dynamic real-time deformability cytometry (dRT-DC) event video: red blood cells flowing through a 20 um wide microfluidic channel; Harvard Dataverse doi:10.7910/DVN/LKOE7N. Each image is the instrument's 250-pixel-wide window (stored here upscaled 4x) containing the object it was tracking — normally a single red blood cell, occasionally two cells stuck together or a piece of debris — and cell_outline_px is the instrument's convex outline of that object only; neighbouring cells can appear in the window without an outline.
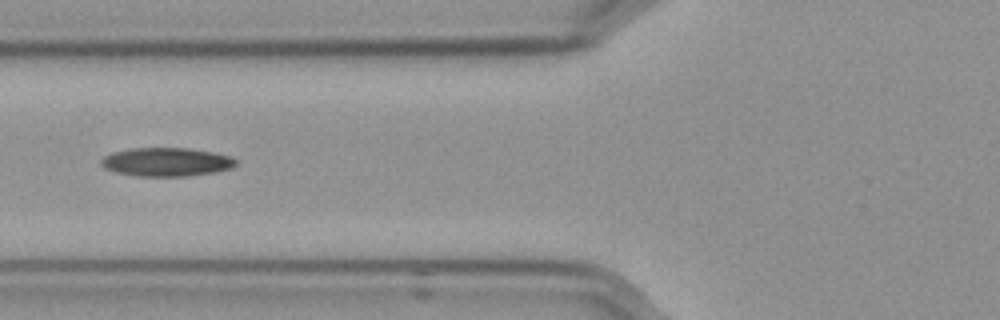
{"species": "Egyptian fruit bat (a non-hibernating species)", "species_latin": "Rousettus aegyptiacus", "temperature_condition": "cold", "stored_images_in_passage": 34, "camera_frame_rate_fps": 3000, "um_per_image_px": 0.085, "frame": {"image": 1, "passage_image": 6, "time_ms": 1.667, "image_size_px": [1000, 320], "cell_outline_px": [[236, 164], [232, 168], [216, 172], [188, 176], [136, 176], [116, 172], [104, 168], [100, 164], [100, 160], [104, 156], [112, 152], [132, 148], [188, 148], [212, 152], [232, 156], [236, 160]], "centroid_in_image_um": [14.14, 13.77], "position_along_channel_um": 111.7, "area_um2": 22.6}, "authors_computed_cell_mechanics": {"area_um2": 21.9929, "velocity_mm_per_s": 3.587, "shape_relaxation_time_tau1_ms": 9.4081, "shape_relaxation_time_tau2_ms": null, "deformation_change_tau1": 0.1977, "deformation_change_tau2": null}}